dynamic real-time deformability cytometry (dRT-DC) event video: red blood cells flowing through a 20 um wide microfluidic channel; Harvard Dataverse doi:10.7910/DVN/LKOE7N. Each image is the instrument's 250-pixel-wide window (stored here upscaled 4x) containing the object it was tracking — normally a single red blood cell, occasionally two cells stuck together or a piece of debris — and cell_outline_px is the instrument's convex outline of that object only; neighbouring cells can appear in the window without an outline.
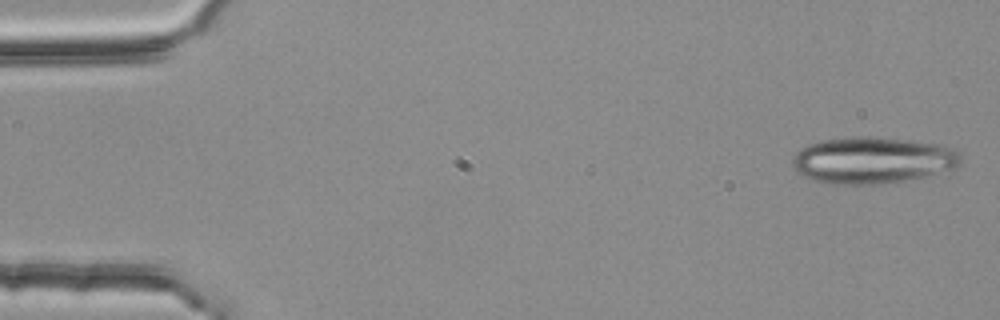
{"species": "common noctule bat (a hibernating species)", "species_latin": "Nyctalus noctula", "temperature_condition": "room temperature", "stored_images_in_passage": 5, "segment_of_instrument_passage": [2, 2], "camera_frame_rate_fps": 3000, "um_per_image_px": 0.085, "animal": {"sex": "female", "body_mass_g": 25.1}, "frame": {"image": 1, "passage_image": 5, "time_ms": 1.333, "image_size_px": [1000, 320], "cell_outline_px": [[960, 164], [952, 168], [924, 176], [884, 184], [828, 184], [812, 180], [796, 172], [792, 168], [792, 156], [800, 148], [808, 144], [820, 140], [852, 136], [876, 136], [908, 140], [936, 144], [952, 148], [960, 156]], "centroid_in_image_um": [74.06, 13.61], "position_along_channel_um": 10.9, "area_um2": 45.84}}